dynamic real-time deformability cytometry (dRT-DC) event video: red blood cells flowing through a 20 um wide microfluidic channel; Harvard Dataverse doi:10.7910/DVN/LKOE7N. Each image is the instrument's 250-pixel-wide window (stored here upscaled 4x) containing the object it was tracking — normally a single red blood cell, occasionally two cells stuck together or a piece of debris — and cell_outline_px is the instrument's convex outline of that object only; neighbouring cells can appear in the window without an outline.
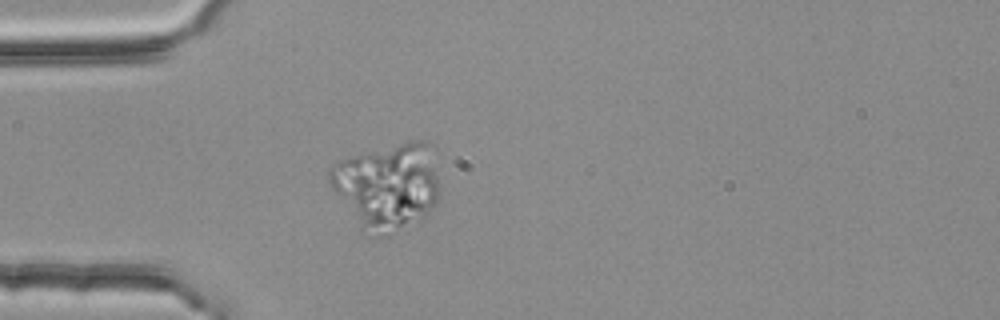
{"species": "common noctule bat (a hibernating species)", "species_latin": "Nyctalus noctula", "temperature_condition": "room temperature", "stored_images_in_passage": 6, "camera_frame_rate_fps": 3000, "um_per_image_px": 0.085, "animal": {"sex": "female", "body_mass_g": 25.1}, "frame": {"image": 1, "passage_image": 5, "time_ms": 1.333, "image_size_px": [1000, 320], "cell_outline_px": [[440, 184], [436, 200], [424, 212], [388, 236], [376, 236], [360, 228], [332, 188], [328, 180], [328, 168], [332, 164], [340, 160], [408, 140], [428, 140], [436, 144]], "centroid_in_image_um": [32.96, 15.72], "position_along_channel_um": 52.0, "area_um2": 55.31}}